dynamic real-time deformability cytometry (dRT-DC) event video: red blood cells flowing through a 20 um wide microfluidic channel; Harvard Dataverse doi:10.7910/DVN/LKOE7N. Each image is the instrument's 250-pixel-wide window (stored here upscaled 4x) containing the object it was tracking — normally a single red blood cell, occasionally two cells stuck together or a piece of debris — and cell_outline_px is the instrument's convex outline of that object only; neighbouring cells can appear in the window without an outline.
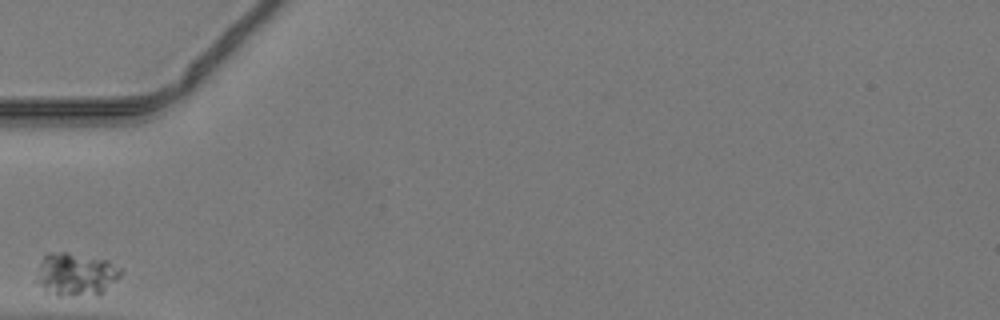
{"species": "common noctule bat (a hibernating species)", "species_latin": "Nyctalus noctula", "temperature_condition": "warm", "stored_images_in_passage": 10, "camera_frame_rate_fps": 3000, "um_per_image_px": 0.085, "animal": {"sex": "male", "body_mass_g": 19.2, "forearm_length_mm": 51.8}, "frame": {"image": 1, "passage_image": 1, "time_ms": 0.0, "image_size_px": [1000, 320], "cell_outline_px": [[124, 272], [116, 280], [100, 292], [60, 296], [44, 292], [36, 280], [40, 264], [44, 256], [48, 252], [68, 252], [108, 260], [124, 268]], "centroid_in_image_um": [6.45, 23.28], "position_along_channel_um": 78.6, "area_um2": 20.87}}
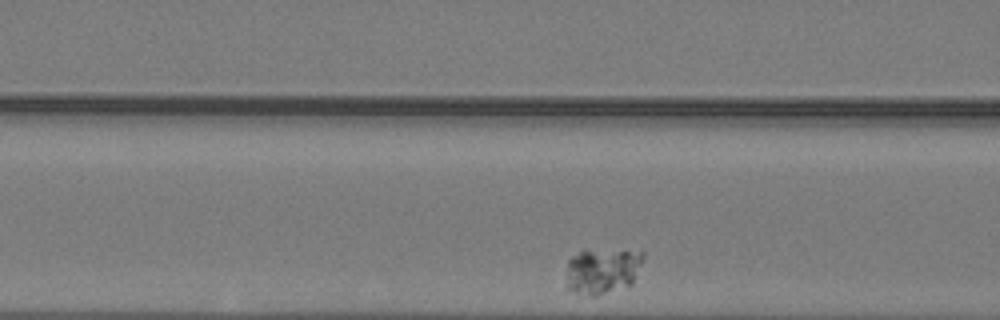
{"frame": {"image": 2, "passage_image": 4, "time_ms": 1.0, "image_size_px": [1000, 320], "cell_outline_px": [[644, 260], [632, 284], [596, 296], [592, 296], [576, 292], [564, 288], [568, 260], [572, 256], [580, 252], [644, 248]], "centroid_in_image_um": [51.25, 23.0], "position_along_channel_um": 115.4, "area_um2": 21.04}}
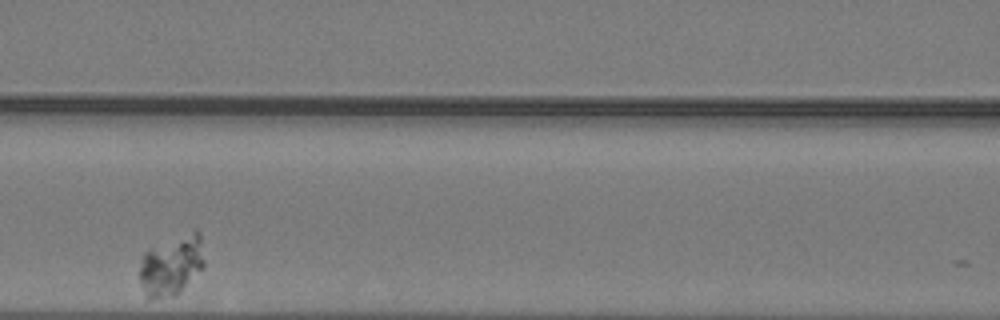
{"frame": {"image": 3, "passage_image": 7, "time_ms": 2.0, "image_size_px": [1000, 320], "cell_outline_px": [[204, 268], [176, 296], [148, 300], [140, 280], [140, 268], [144, 252], [196, 228], [200, 232], [204, 260]], "centroid_in_image_um": [14.62, 22.58], "position_along_channel_um": 152.0, "area_um2": 22.66}}